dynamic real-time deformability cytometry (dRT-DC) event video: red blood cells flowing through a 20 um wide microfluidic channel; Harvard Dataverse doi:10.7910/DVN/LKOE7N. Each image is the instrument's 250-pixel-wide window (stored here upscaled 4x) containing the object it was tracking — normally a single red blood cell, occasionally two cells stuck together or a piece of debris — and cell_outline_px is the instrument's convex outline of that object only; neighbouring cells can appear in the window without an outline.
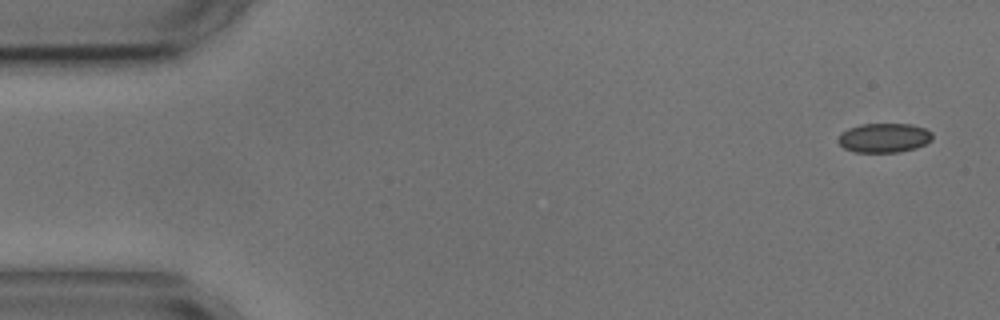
{"species": "common noctule bat (a hibernating species)", "species_latin": "Nyctalus noctula", "temperature_condition": "cold", "stored_images_in_passage": 5, "camera_frame_rate_fps": 3000, "um_per_image_px": 0.085, "animal": {"sex": "male", "body_mass_g": 17.9, "forearm_length_mm": 54.2}, "frame": {"image": 1, "passage_image": 1, "time_ms": 0.0, "image_size_px": [1000, 320], "cell_outline_px": [[932, 140], [916, 148], [900, 152], [856, 152], [844, 148], [836, 140], [840, 132], [848, 128], [860, 124], [912, 124], [924, 128], [932, 132]], "centroid_in_image_um": [75.12, 11.71], "position_along_channel_um": 9.9, "area_um2": 16.24}}
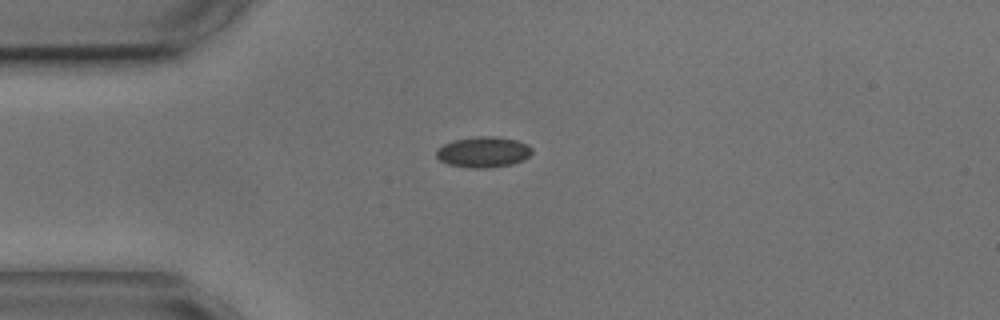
{"frame": {"image": 2, "passage_image": 4, "time_ms": 3.667, "image_size_px": [1000, 320], "cell_outline_px": [[532, 152], [524, 160], [512, 164], [488, 168], [472, 168], [448, 164], [440, 160], [436, 156], [436, 148], [452, 140], [480, 136], [492, 136], [516, 140], [528, 144], [532, 148]], "centroid_in_image_um": [41.08, 12.92], "position_along_channel_um": 43.9, "area_um2": 17.17}}
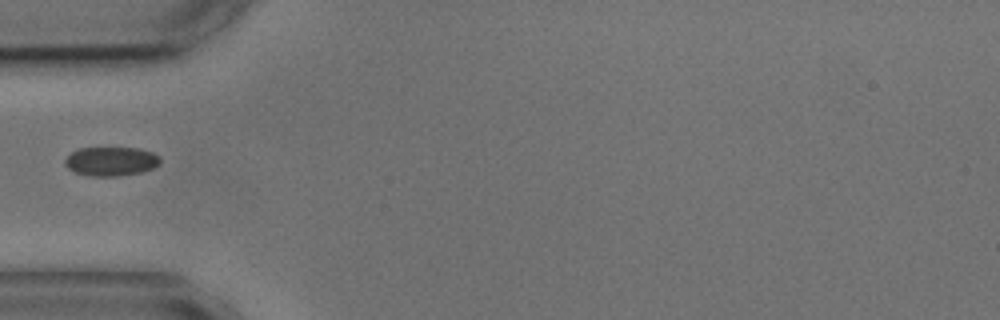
{"frame": {"image": 3, "passage_image": 5, "time_ms": 5.0, "image_size_px": [1000, 320], "cell_outline_px": [[160, 164], [152, 168], [140, 172], [116, 176], [88, 176], [76, 172], [68, 168], [64, 164], [64, 160], [72, 152], [80, 148], [140, 148], [152, 152], [160, 156]], "centroid_in_image_um": [9.44, 13.71], "position_along_channel_um": 75.6, "area_um2": 16.07}}